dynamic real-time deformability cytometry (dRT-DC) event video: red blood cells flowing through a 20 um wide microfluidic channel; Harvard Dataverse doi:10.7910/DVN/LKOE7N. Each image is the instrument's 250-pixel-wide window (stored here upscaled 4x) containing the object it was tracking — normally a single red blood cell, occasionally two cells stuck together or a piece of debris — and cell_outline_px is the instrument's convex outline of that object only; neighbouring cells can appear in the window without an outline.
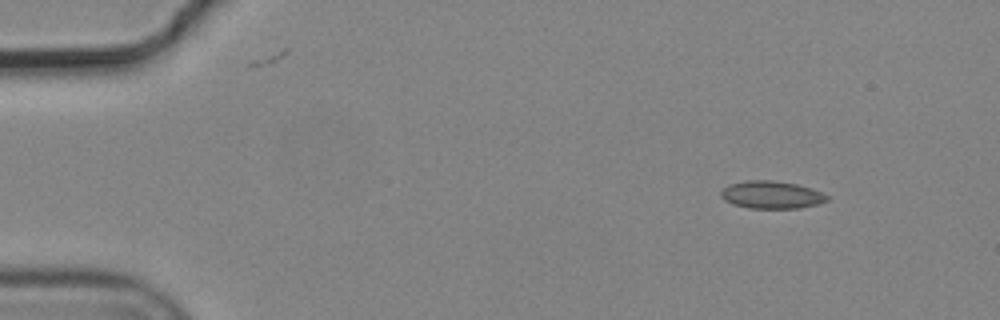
{"species": "common noctule bat (a hibernating species)", "species_latin": "Nyctalus noctula", "temperature_condition": "cold", "stored_images_in_passage": 4, "camera_frame_rate_fps": 3000, "um_per_image_px": 0.085, "animal": {"sex": "male", "body_mass_g": 19.2, "forearm_length_mm": 51.8}, "frame": {"image": 1, "passage_image": 1, "time_ms": 0.0, "image_size_px": [1000, 320], "cell_outline_px": [[828, 200], [816, 204], [796, 208], [748, 208], [732, 204], [724, 200], [720, 196], [720, 192], [728, 184], [744, 180], [772, 180], [796, 184], [812, 188], [828, 196]], "centroid_in_image_um": [65.52, 16.55], "position_along_channel_um": 19.5, "area_um2": 17.05}}
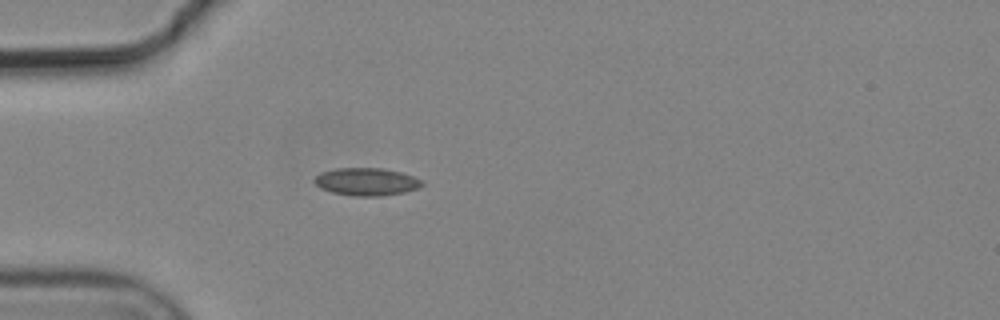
{"frame": {"image": 2, "passage_image": 4, "time_ms": 1.0, "image_size_px": [1000, 320], "cell_outline_px": [[424, 184], [420, 188], [404, 192], [380, 196], [356, 196], [332, 192], [320, 188], [312, 180], [320, 172], [336, 168], [384, 168], [400, 172], [412, 176], [420, 180]], "centroid_in_image_um": [31.13, 15.44], "position_along_channel_um": 53.9, "area_um2": 17.34}}